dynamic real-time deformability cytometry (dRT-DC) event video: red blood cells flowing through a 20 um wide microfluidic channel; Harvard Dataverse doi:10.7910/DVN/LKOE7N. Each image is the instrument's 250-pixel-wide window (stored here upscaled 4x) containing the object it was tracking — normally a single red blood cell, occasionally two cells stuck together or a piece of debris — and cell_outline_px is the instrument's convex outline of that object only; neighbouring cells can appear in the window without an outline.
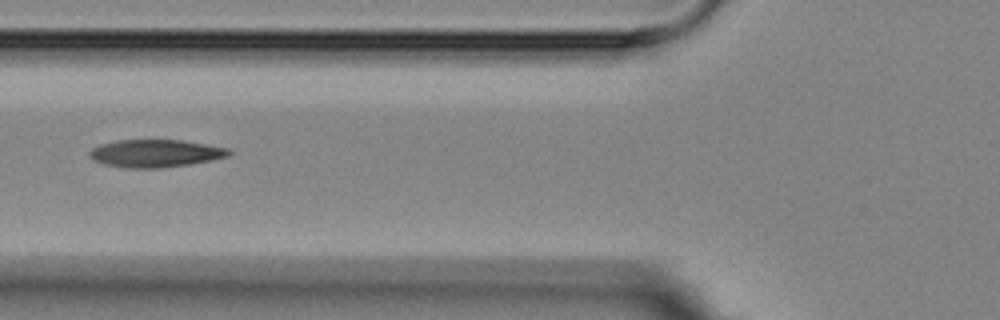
{"species": "Egyptian fruit bat (a non-hibernating species)", "species_latin": "Rousettus aegyptiacus", "temperature_condition": "room temperature", "stored_images_in_passage": 5, "camera_frame_rate_fps": 3000, "um_per_image_px": 0.085, "animal": {"sex": "female"}, "frame": {"image": 1, "passage_image": 2, "time_ms": 1.0, "image_size_px": [1000, 320], "cell_outline_px": [[232, 152], [228, 156], [212, 160], [188, 164], [160, 168], [128, 168], [104, 164], [88, 156], [88, 152], [92, 148], [100, 144], [120, 140], [184, 140], [228, 148]], "centroid_in_image_um": [13.21, 13.03], "position_along_channel_um": 112.6, "area_um2": 22.37}}
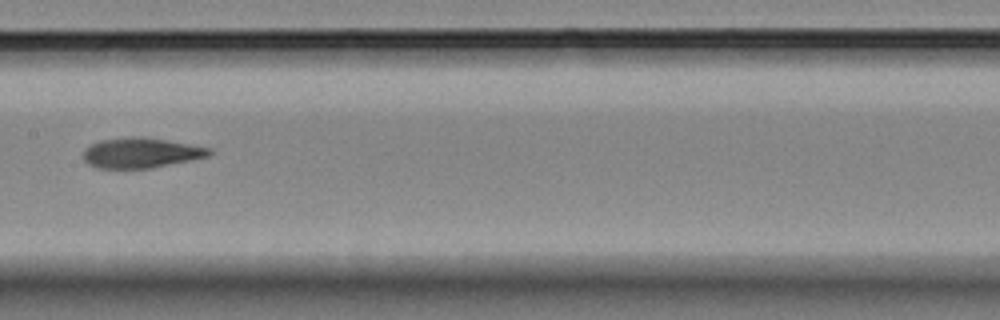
{"frame": {"image": 2, "passage_image": 4, "time_ms": 3.333, "image_size_px": [1000, 320], "cell_outline_px": [[212, 152], [208, 156], [192, 160], [152, 168], [96, 168], [88, 164], [84, 160], [84, 148], [88, 144], [100, 140], [132, 136], [144, 136], [212, 148]], "centroid_in_image_um": [11.96, 12.98], "position_along_channel_um": 195.4, "area_um2": 22.37}}
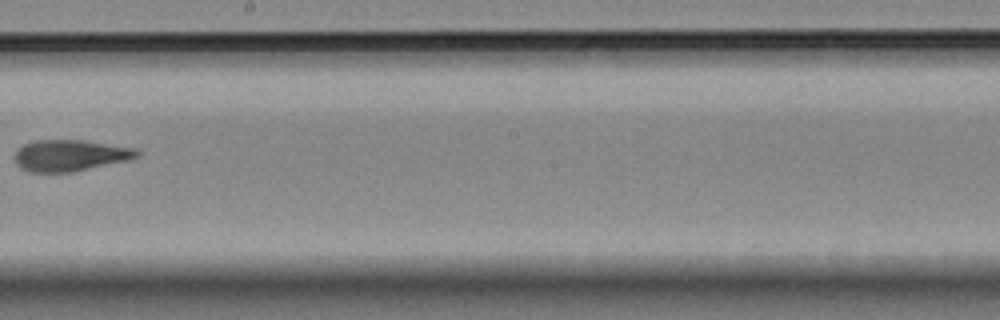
{"frame": {"image": 3, "passage_image": 5, "time_ms": 4.667, "image_size_px": [1000, 320], "cell_outline_px": [[140, 156], [128, 160], [72, 172], [28, 172], [20, 168], [16, 164], [16, 152], [24, 144], [36, 140], [80, 140], [136, 148], [140, 152]], "centroid_in_image_um": [5.97, 13.22], "position_along_channel_um": 242.2, "area_um2": 22.2}}